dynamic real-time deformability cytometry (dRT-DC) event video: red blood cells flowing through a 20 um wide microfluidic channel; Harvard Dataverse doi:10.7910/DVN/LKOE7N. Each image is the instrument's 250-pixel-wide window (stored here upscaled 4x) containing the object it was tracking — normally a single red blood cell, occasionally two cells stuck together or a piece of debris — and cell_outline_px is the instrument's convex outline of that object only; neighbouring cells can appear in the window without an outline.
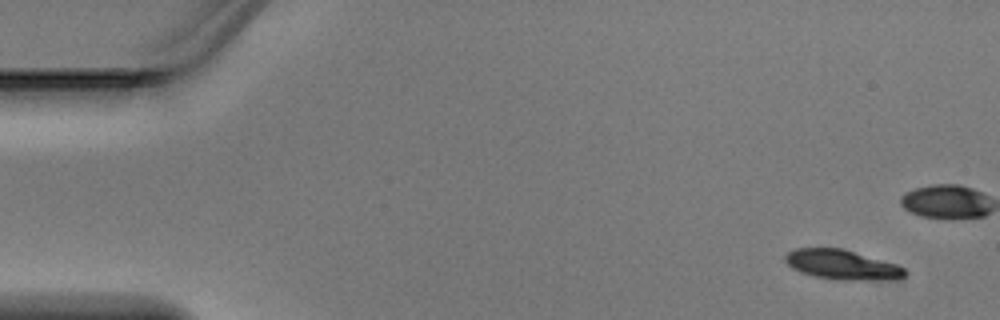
{"species": "Egyptian fruit bat (a non-hibernating species)", "species_latin": "Rousettus aegyptiacus", "temperature_condition": "warm", "stored_images_in_passage": 5, "segment_of_instrument_passage": [1, 2], "camera_frame_rate_fps": 3000, "um_per_image_px": 0.085, "animal": {"sex": "male"}, "frame": {"image": 1, "passage_image": 1, "time_ms": 0.0, "image_size_px": [1000, 320], "cell_outline_px": [[908, 272], [904, 276], [896, 280], [844, 280], [816, 276], [800, 272], [792, 268], [784, 260], [784, 256], [788, 252], [796, 248], [844, 248], [896, 264], [904, 268]], "centroid_in_image_um": [71.61, 22.5], "position_along_channel_um": 13.4, "area_um2": 20.81}}
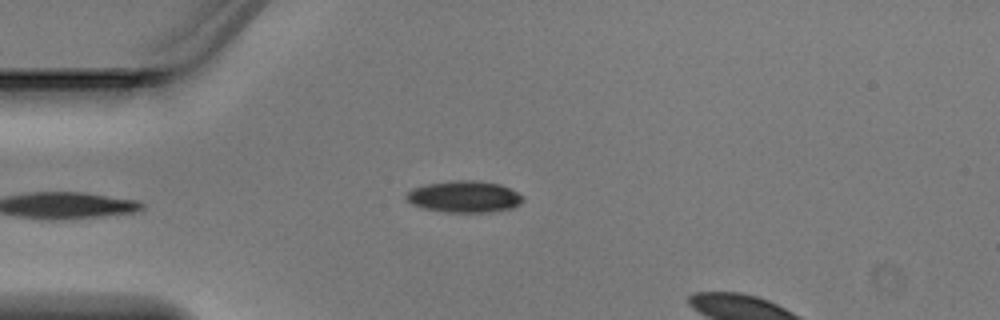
{"frame": {"image": 2, "passage_image": 4, "time_ms": 1.0, "image_size_px": [1000, 320], "cell_outline_px": [[524, 200], [520, 204], [512, 208], [488, 212], [444, 212], [424, 208], [412, 204], [404, 196], [412, 188], [428, 184], [452, 180], [480, 180], [500, 184], [524, 196]], "centroid_in_image_um": [39.47, 16.71], "position_along_channel_um": 45.5, "area_um2": 21.5}}